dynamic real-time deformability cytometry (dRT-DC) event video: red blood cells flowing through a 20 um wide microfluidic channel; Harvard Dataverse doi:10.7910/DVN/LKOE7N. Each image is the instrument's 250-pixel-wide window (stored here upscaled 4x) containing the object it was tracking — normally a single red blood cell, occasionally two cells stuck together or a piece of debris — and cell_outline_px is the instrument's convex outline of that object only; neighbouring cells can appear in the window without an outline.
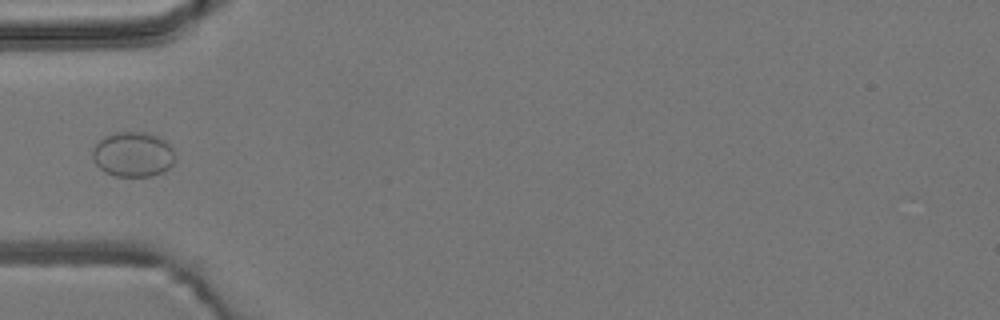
{"species": "common noctule bat (a hibernating species)", "species_latin": "Nyctalus noctula", "temperature_condition": "room temperature", "stored_images_in_passage": 3, "camera_frame_rate_fps": 3000, "um_per_image_px": 0.085, "animal": {"sex": "male", "body_mass_g": 19.2, "forearm_length_mm": 51.8}, "frame": {"image": 1, "passage_image": 2, "time_ms": 0.333, "image_size_px": [1000, 320], "cell_outline_px": [[176, 160], [164, 172], [152, 176], [112, 176], [104, 172], [96, 164], [92, 156], [92, 148], [104, 136], [112, 132], [152, 132], [172, 144]], "centroid_in_image_um": [11.34, 13.11], "position_along_channel_um": 73.7, "area_um2": 22.2}}
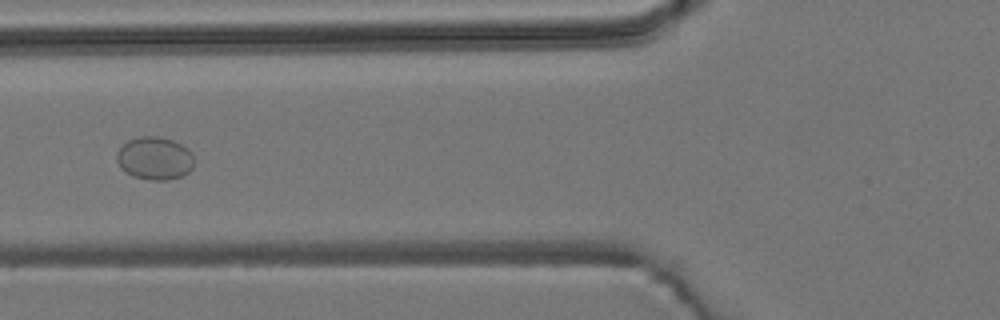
{"frame": {"image": 2, "passage_image": 3, "time_ms": 0.667, "image_size_px": [1000, 320], "cell_outline_px": [[192, 168], [188, 172], [180, 176], [168, 180], [148, 180], [132, 176], [116, 160], [116, 152], [128, 140], [140, 136], [160, 136], [172, 140], [188, 148], [192, 152]], "centroid_in_image_um": [13.15, 13.44], "position_along_channel_um": 112.7, "area_um2": 19.19}}